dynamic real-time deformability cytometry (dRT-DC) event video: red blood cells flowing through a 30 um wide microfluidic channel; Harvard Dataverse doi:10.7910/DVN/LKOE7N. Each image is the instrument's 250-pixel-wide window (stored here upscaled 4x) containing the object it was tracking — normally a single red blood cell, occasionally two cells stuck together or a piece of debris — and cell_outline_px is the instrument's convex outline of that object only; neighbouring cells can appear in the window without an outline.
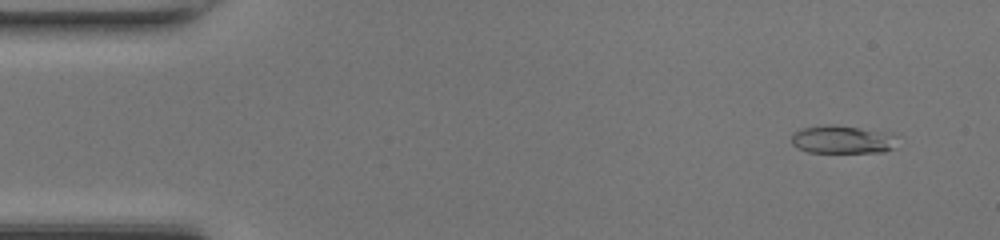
{"species": "common noctule bat (a hibernating species)", "species_latin": "Nyctalus noctula", "temperature_condition": "room temperature", "stored_images_in_passage": 47, "camera_frame_rate_fps": 3000, "um_per_image_px": 0.085, "animal": {"sex": "female", "body_mass_g": 17.0, "forearm_length_mm": 48.0}, "frame": {"image": 1, "passage_image": 3, "time_ms": 0.667, "image_size_px": [1000, 240], "cell_outline_px": [[896, 148], [884, 152], [808, 152], [792, 144], [792, 132], [804, 128], [828, 124], [836, 124], [892, 132]], "centroid_in_image_um": [71.63, 11.84], "position_along_channel_um": 13.4, "area_um2": 17.46}}
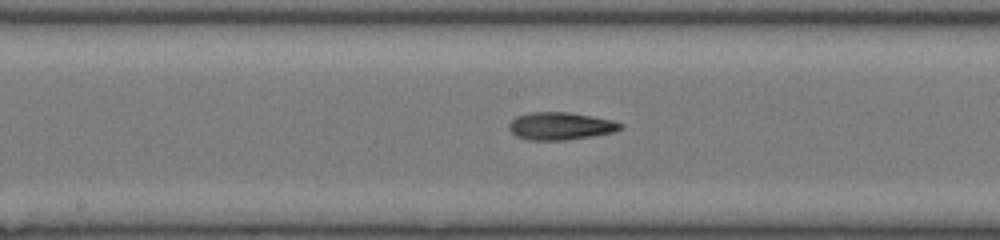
{"frame": {"image": 2, "passage_image": 24, "time_ms": 7.667, "image_size_px": [1000, 240], "cell_outline_px": [[624, 128], [612, 132], [592, 136], [564, 140], [528, 140], [516, 136], [508, 128], [508, 124], [516, 116], [532, 112], [568, 112], [612, 120], [624, 124]], "centroid_in_image_um": [47.63, 10.71], "position_along_channel_um": 200.6, "area_um2": 17.86}}
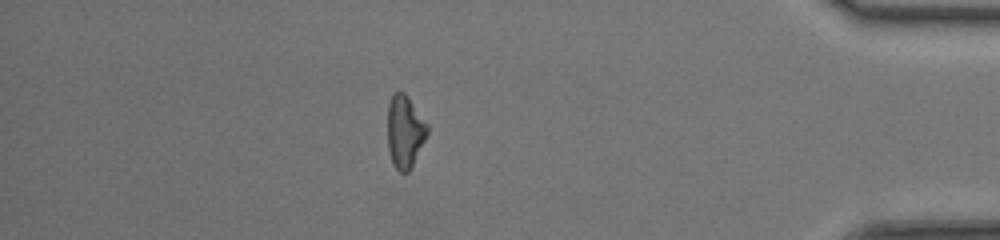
{"frame": {"image": 3, "passage_image": 41, "time_ms": 13.333, "image_size_px": [1000, 240], "cell_outline_px": [[428, 132], [408, 172], [400, 172], [392, 164], [388, 152], [388, 104], [392, 92], [404, 92], [408, 96], [428, 124]], "centroid_in_image_um": [34.39, 11.15], "position_along_channel_um": 400.8, "area_um2": 16.76}, "authors_computed_cell_mechanics": {"area_um2": 17.2244, "velocity_mm_per_s": 4.3308, "shape_relaxation_time_tau1_ms": 10.0064, "shape_relaxation_time_tau2_ms": 2.9241, "deformation_change_tau1": 0.269, "deformation_change_tau2": 0.1198}}